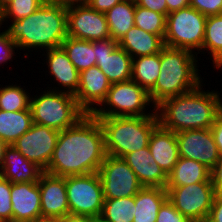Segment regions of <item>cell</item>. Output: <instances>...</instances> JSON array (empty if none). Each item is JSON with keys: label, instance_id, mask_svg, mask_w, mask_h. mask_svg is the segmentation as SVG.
<instances>
[{"label": "cell", "instance_id": "1", "mask_svg": "<svg viewBox=\"0 0 222 222\" xmlns=\"http://www.w3.org/2000/svg\"><path fill=\"white\" fill-rule=\"evenodd\" d=\"M105 156L99 120L86 114L75 125L59 131L56 147L44 172L61 177L97 173Z\"/></svg>", "mask_w": 222, "mask_h": 222}, {"label": "cell", "instance_id": "2", "mask_svg": "<svg viewBox=\"0 0 222 222\" xmlns=\"http://www.w3.org/2000/svg\"><path fill=\"white\" fill-rule=\"evenodd\" d=\"M202 84L188 93L166 99L156 107L163 128L175 133L211 128L222 110L221 92H206Z\"/></svg>", "mask_w": 222, "mask_h": 222}, {"label": "cell", "instance_id": "3", "mask_svg": "<svg viewBox=\"0 0 222 222\" xmlns=\"http://www.w3.org/2000/svg\"><path fill=\"white\" fill-rule=\"evenodd\" d=\"M12 24L4 31L15 41L18 50L29 49L45 51L61 47L68 36L67 8L57 6L46 0L29 16L11 20ZM41 48V49H40Z\"/></svg>", "mask_w": 222, "mask_h": 222}, {"label": "cell", "instance_id": "4", "mask_svg": "<svg viewBox=\"0 0 222 222\" xmlns=\"http://www.w3.org/2000/svg\"><path fill=\"white\" fill-rule=\"evenodd\" d=\"M196 59L197 54L188 50L167 46L161 49L160 74L148 92L155 108L164 100L188 93L203 83Z\"/></svg>", "mask_w": 222, "mask_h": 222}, {"label": "cell", "instance_id": "5", "mask_svg": "<svg viewBox=\"0 0 222 222\" xmlns=\"http://www.w3.org/2000/svg\"><path fill=\"white\" fill-rule=\"evenodd\" d=\"M96 118L103 131L106 154L120 158L148 147L151 134L159 125L156 112L150 116Z\"/></svg>", "mask_w": 222, "mask_h": 222}, {"label": "cell", "instance_id": "6", "mask_svg": "<svg viewBox=\"0 0 222 222\" xmlns=\"http://www.w3.org/2000/svg\"><path fill=\"white\" fill-rule=\"evenodd\" d=\"M34 96L30 99V109L35 124L62 131L86 115L71 93L45 89Z\"/></svg>", "mask_w": 222, "mask_h": 222}, {"label": "cell", "instance_id": "7", "mask_svg": "<svg viewBox=\"0 0 222 222\" xmlns=\"http://www.w3.org/2000/svg\"><path fill=\"white\" fill-rule=\"evenodd\" d=\"M206 19L207 16L190 5L168 13L164 46L200 54L205 36Z\"/></svg>", "mask_w": 222, "mask_h": 222}, {"label": "cell", "instance_id": "8", "mask_svg": "<svg viewBox=\"0 0 222 222\" xmlns=\"http://www.w3.org/2000/svg\"><path fill=\"white\" fill-rule=\"evenodd\" d=\"M150 104L152 102L149 93L135 81L113 83L106 98L92 115L94 117L150 116L156 112V108ZM148 106L150 108L152 106V113L146 112Z\"/></svg>", "mask_w": 222, "mask_h": 222}, {"label": "cell", "instance_id": "9", "mask_svg": "<svg viewBox=\"0 0 222 222\" xmlns=\"http://www.w3.org/2000/svg\"><path fill=\"white\" fill-rule=\"evenodd\" d=\"M66 194L70 214L100 218L105 199L98 172L67 176Z\"/></svg>", "mask_w": 222, "mask_h": 222}, {"label": "cell", "instance_id": "10", "mask_svg": "<svg viewBox=\"0 0 222 222\" xmlns=\"http://www.w3.org/2000/svg\"><path fill=\"white\" fill-rule=\"evenodd\" d=\"M167 199L191 222H206L215 197L212 182L166 186Z\"/></svg>", "mask_w": 222, "mask_h": 222}, {"label": "cell", "instance_id": "11", "mask_svg": "<svg viewBox=\"0 0 222 222\" xmlns=\"http://www.w3.org/2000/svg\"><path fill=\"white\" fill-rule=\"evenodd\" d=\"M104 199L133 197L143 187L123 158L106 154L99 168Z\"/></svg>", "mask_w": 222, "mask_h": 222}, {"label": "cell", "instance_id": "12", "mask_svg": "<svg viewBox=\"0 0 222 222\" xmlns=\"http://www.w3.org/2000/svg\"><path fill=\"white\" fill-rule=\"evenodd\" d=\"M59 131L33 123L32 127L12 145L29 161L44 171L56 147Z\"/></svg>", "mask_w": 222, "mask_h": 222}, {"label": "cell", "instance_id": "13", "mask_svg": "<svg viewBox=\"0 0 222 222\" xmlns=\"http://www.w3.org/2000/svg\"><path fill=\"white\" fill-rule=\"evenodd\" d=\"M68 36L87 41L110 37L105 13L93 10L88 4L67 8Z\"/></svg>", "mask_w": 222, "mask_h": 222}, {"label": "cell", "instance_id": "14", "mask_svg": "<svg viewBox=\"0 0 222 222\" xmlns=\"http://www.w3.org/2000/svg\"><path fill=\"white\" fill-rule=\"evenodd\" d=\"M96 65L111 84L126 82L132 76V57L112 38L93 41Z\"/></svg>", "mask_w": 222, "mask_h": 222}, {"label": "cell", "instance_id": "15", "mask_svg": "<svg viewBox=\"0 0 222 222\" xmlns=\"http://www.w3.org/2000/svg\"><path fill=\"white\" fill-rule=\"evenodd\" d=\"M176 138L179 157L196 160L210 170L220 158L211 128L181 131Z\"/></svg>", "mask_w": 222, "mask_h": 222}, {"label": "cell", "instance_id": "16", "mask_svg": "<svg viewBox=\"0 0 222 222\" xmlns=\"http://www.w3.org/2000/svg\"><path fill=\"white\" fill-rule=\"evenodd\" d=\"M111 85L97 65L80 72L79 87L74 94L79 107L92 114L106 98Z\"/></svg>", "mask_w": 222, "mask_h": 222}, {"label": "cell", "instance_id": "17", "mask_svg": "<svg viewBox=\"0 0 222 222\" xmlns=\"http://www.w3.org/2000/svg\"><path fill=\"white\" fill-rule=\"evenodd\" d=\"M41 217L63 218L70 214L66 177L44 172L39 181Z\"/></svg>", "mask_w": 222, "mask_h": 222}, {"label": "cell", "instance_id": "18", "mask_svg": "<svg viewBox=\"0 0 222 222\" xmlns=\"http://www.w3.org/2000/svg\"><path fill=\"white\" fill-rule=\"evenodd\" d=\"M12 222H33L41 217L38 182L11 183Z\"/></svg>", "mask_w": 222, "mask_h": 222}, {"label": "cell", "instance_id": "19", "mask_svg": "<svg viewBox=\"0 0 222 222\" xmlns=\"http://www.w3.org/2000/svg\"><path fill=\"white\" fill-rule=\"evenodd\" d=\"M46 56L45 63L49 70V75L54 78V83L58 84L52 89L54 91H64L67 93L75 94L79 87V71L75 68L73 63L68 58V55L62 47L52 48L45 51ZM62 86V89H61ZM64 88V89H63Z\"/></svg>", "mask_w": 222, "mask_h": 222}, {"label": "cell", "instance_id": "20", "mask_svg": "<svg viewBox=\"0 0 222 222\" xmlns=\"http://www.w3.org/2000/svg\"><path fill=\"white\" fill-rule=\"evenodd\" d=\"M123 159L134 171L143 187H166L168 175L154 160L149 147L128 153Z\"/></svg>", "mask_w": 222, "mask_h": 222}, {"label": "cell", "instance_id": "21", "mask_svg": "<svg viewBox=\"0 0 222 222\" xmlns=\"http://www.w3.org/2000/svg\"><path fill=\"white\" fill-rule=\"evenodd\" d=\"M44 170L27 160L13 145L4 148L0 175L11 183L38 182Z\"/></svg>", "mask_w": 222, "mask_h": 222}, {"label": "cell", "instance_id": "22", "mask_svg": "<svg viewBox=\"0 0 222 222\" xmlns=\"http://www.w3.org/2000/svg\"><path fill=\"white\" fill-rule=\"evenodd\" d=\"M148 147L154 160L168 175L179 159L176 133L159 124L151 134Z\"/></svg>", "mask_w": 222, "mask_h": 222}, {"label": "cell", "instance_id": "23", "mask_svg": "<svg viewBox=\"0 0 222 222\" xmlns=\"http://www.w3.org/2000/svg\"><path fill=\"white\" fill-rule=\"evenodd\" d=\"M132 58L150 56L160 53L164 47V41L159 35H155L136 27L135 25L118 41Z\"/></svg>", "mask_w": 222, "mask_h": 222}, {"label": "cell", "instance_id": "24", "mask_svg": "<svg viewBox=\"0 0 222 222\" xmlns=\"http://www.w3.org/2000/svg\"><path fill=\"white\" fill-rule=\"evenodd\" d=\"M166 200L165 188L142 187L135 195L133 222H156L159 208Z\"/></svg>", "mask_w": 222, "mask_h": 222}, {"label": "cell", "instance_id": "25", "mask_svg": "<svg viewBox=\"0 0 222 222\" xmlns=\"http://www.w3.org/2000/svg\"><path fill=\"white\" fill-rule=\"evenodd\" d=\"M211 170L196 160L179 157L168 174L166 186H184L200 182H211Z\"/></svg>", "mask_w": 222, "mask_h": 222}, {"label": "cell", "instance_id": "26", "mask_svg": "<svg viewBox=\"0 0 222 222\" xmlns=\"http://www.w3.org/2000/svg\"><path fill=\"white\" fill-rule=\"evenodd\" d=\"M33 125L31 109L20 111L0 110V140L12 145Z\"/></svg>", "mask_w": 222, "mask_h": 222}, {"label": "cell", "instance_id": "27", "mask_svg": "<svg viewBox=\"0 0 222 222\" xmlns=\"http://www.w3.org/2000/svg\"><path fill=\"white\" fill-rule=\"evenodd\" d=\"M135 5V0H123L105 13L113 40L118 42L135 25Z\"/></svg>", "mask_w": 222, "mask_h": 222}, {"label": "cell", "instance_id": "28", "mask_svg": "<svg viewBox=\"0 0 222 222\" xmlns=\"http://www.w3.org/2000/svg\"><path fill=\"white\" fill-rule=\"evenodd\" d=\"M160 74V53L132 58L131 80L149 92Z\"/></svg>", "mask_w": 222, "mask_h": 222}, {"label": "cell", "instance_id": "29", "mask_svg": "<svg viewBox=\"0 0 222 222\" xmlns=\"http://www.w3.org/2000/svg\"><path fill=\"white\" fill-rule=\"evenodd\" d=\"M61 47L79 73L96 65L93 41L79 40L67 36Z\"/></svg>", "mask_w": 222, "mask_h": 222}, {"label": "cell", "instance_id": "30", "mask_svg": "<svg viewBox=\"0 0 222 222\" xmlns=\"http://www.w3.org/2000/svg\"><path fill=\"white\" fill-rule=\"evenodd\" d=\"M208 51L213 67L222 69V14L207 16L202 51Z\"/></svg>", "mask_w": 222, "mask_h": 222}, {"label": "cell", "instance_id": "31", "mask_svg": "<svg viewBox=\"0 0 222 222\" xmlns=\"http://www.w3.org/2000/svg\"><path fill=\"white\" fill-rule=\"evenodd\" d=\"M135 196L105 199L100 216L102 222H133Z\"/></svg>", "mask_w": 222, "mask_h": 222}, {"label": "cell", "instance_id": "32", "mask_svg": "<svg viewBox=\"0 0 222 222\" xmlns=\"http://www.w3.org/2000/svg\"><path fill=\"white\" fill-rule=\"evenodd\" d=\"M31 94L21 86L5 85L0 88V110L20 111L30 109Z\"/></svg>", "mask_w": 222, "mask_h": 222}, {"label": "cell", "instance_id": "33", "mask_svg": "<svg viewBox=\"0 0 222 222\" xmlns=\"http://www.w3.org/2000/svg\"><path fill=\"white\" fill-rule=\"evenodd\" d=\"M134 24L142 30L159 35L164 39L166 32V16L150 9L135 5Z\"/></svg>", "mask_w": 222, "mask_h": 222}, {"label": "cell", "instance_id": "34", "mask_svg": "<svg viewBox=\"0 0 222 222\" xmlns=\"http://www.w3.org/2000/svg\"><path fill=\"white\" fill-rule=\"evenodd\" d=\"M46 0H12L0 14L1 25L8 19L19 20L35 12Z\"/></svg>", "mask_w": 222, "mask_h": 222}, {"label": "cell", "instance_id": "35", "mask_svg": "<svg viewBox=\"0 0 222 222\" xmlns=\"http://www.w3.org/2000/svg\"><path fill=\"white\" fill-rule=\"evenodd\" d=\"M11 182L0 175V217L12 222Z\"/></svg>", "mask_w": 222, "mask_h": 222}, {"label": "cell", "instance_id": "36", "mask_svg": "<svg viewBox=\"0 0 222 222\" xmlns=\"http://www.w3.org/2000/svg\"><path fill=\"white\" fill-rule=\"evenodd\" d=\"M156 222H191L187 217L178 212L167 199L159 208Z\"/></svg>", "mask_w": 222, "mask_h": 222}, {"label": "cell", "instance_id": "37", "mask_svg": "<svg viewBox=\"0 0 222 222\" xmlns=\"http://www.w3.org/2000/svg\"><path fill=\"white\" fill-rule=\"evenodd\" d=\"M190 6L205 16L222 14V0H189Z\"/></svg>", "mask_w": 222, "mask_h": 222}, {"label": "cell", "instance_id": "38", "mask_svg": "<svg viewBox=\"0 0 222 222\" xmlns=\"http://www.w3.org/2000/svg\"><path fill=\"white\" fill-rule=\"evenodd\" d=\"M18 47L14 40H12L5 31L0 32V64L4 65L8 61H12L15 50Z\"/></svg>", "mask_w": 222, "mask_h": 222}, {"label": "cell", "instance_id": "39", "mask_svg": "<svg viewBox=\"0 0 222 222\" xmlns=\"http://www.w3.org/2000/svg\"><path fill=\"white\" fill-rule=\"evenodd\" d=\"M210 179L214 187L215 194L222 193V155L216 165L211 169Z\"/></svg>", "mask_w": 222, "mask_h": 222}, {"label": "cell", "instance_id": "40", "mask_svg": "<svg viewBox=\"0 0 222 222\" xmlns=\"http://www.w3.org/2000/svg\"><path fill=\"white\" fill-rule=\"evenodd\" d=\"M135 2L138 6L167 16L166 0H135Z\"/></svg>", "mask_w": 222, "mask_h": 222}, {"label": "cell", "instance_id": "41", "mask_svg": "<svg viewBox=\"0 0 222 222\" xmlns=\"http://www.w3.org/2000/svg\"><path fill=\"white\" fill-rule=\"evenodd\" d=\"M206 222H222V193L216 194Z\"/></svg>", "mask_w": 222, "mask_h": 222}, {"label": "cell", "instance_id": "42", "mask_svg": "<svg viewBox=\"0 0 222 222\" xmlns=\"http://www.w3.org/2000/svg\"><path fill=\"white\" fill-rule=\"evenodd\" d=\"M211 131L219 154L222 155V110L218 113L214 124L211 126Z\"/></svg>", "mask_w": 222, "mask_h": 222}, {"label": "cell", "instance_id": "43", "mask_svg": "<svg viewBox=\"0 0 222 222\" xmlns=\"http://www.w3.org/2000/svg\"><path fill=\"white\" fill-rule=\"evenodd\" d=\"M123 0H89L88 5L98 12L106 13L114 5L121 3Z\"/></svg>", "mask_w": 222, "mask_h": 222}, {"label": "cell", "instance_id": "44", "mask_svg": "<svg viewBox=\"0 0 222 222\" xmlns=\"http://www.w3.org/2000/svg\"><path fill=\"white\" fill-rule=\"evenodd\" d=\"M167 15L170 12L180 10L190 5L189 0H166Z\"/></svg>", "mask_w": 222, "mask_h": 222}, {"label": "cell", "instance_id": "45", "mask_svg": "<svg viewBox=\"0 0 222 222\" xmlns=\"http://www.w3.org/2000/svg\"><path fill=\"white\" fill-rule=\"evenodd\" d=\"M48 2L61 6L64 8H70L73 6H79L87 4L89 0H47Z\"/></svg>", "mask_w": 222, "mask_h": 222}, {"label": "cell", "instance_id": "46", "mask_svg": "<svg viewBox=\"0 0 222 222\" xmlns=\"http://www.w3.org/2000/svg\"><path fill=\"white\" fill-rule=\"evenodd\" d=\"M62 222H92L94 218L85 215H74L67 214L65 217L61 218Z\"/></svg>", "mask_w": 222, "mask_h": 222}, {"label": "cell", "instance_id": "47", "mask_svg": "<svg viewBox=\"0 0 222 222\" xmlns=\"http://www.w3.org/2000/svg\"><path fill=\"white\" fill-rule=\"evenodd\" d=\"M33 222H62L61 218L39 217Z\"/></svg>", "mask_w": 222, "mask_h": 222}, {"label": "cell", "instance_id": "48", "mask_svg": "<svg viewBox=\"0 0 222 222\" xmlns=\"http://www.w3.org/2000/svg\"><path fill=\"white\" fill-rule=\"evenodd\" d=\"M6 146H7V145L0 140V168H1V165H2V162H3L4 148H5Z\"/></svg>", "mask_w": 222, "mask_h": 222}, {"label": "cell", "instance_id": "49", "mask_svg": "<svg viewBox=\"0 0 222 222\" xmlns=\"http://www.w3.org/2000/svg\"><path fill=\"white\" fill-rule=\"evenodd\" d=\"M12 0H0V11H2Z\"/></svg>", "mask_w": 222, "mask_h": 222}, {"label": "cell", "instance_id": "50", "mask_svg": "<svg viewBox=\"0 0 222 222\" xmlns=\"http://www.w3.org/2000/svg\"><path fill=\"white\" fill-rule=\"evenodd\" d=\"M92 222H102L100 219H94Z\"/></svg>", "mask_w": 222, "mask_h": 222}, {"label": "cell", "instance_id": "51", "mask_svg": "<svg viewBox=\"0 0 222 222\" xmlns=\"http://www.w3.org/2000/svg\"><path fill=\"white\" fill-rule=\"evenodd\" d=\"M0 222H5L3 218L0 217Z\"/></svg>", "mask_w": 222, "mask_h": 222}]
</instances>
